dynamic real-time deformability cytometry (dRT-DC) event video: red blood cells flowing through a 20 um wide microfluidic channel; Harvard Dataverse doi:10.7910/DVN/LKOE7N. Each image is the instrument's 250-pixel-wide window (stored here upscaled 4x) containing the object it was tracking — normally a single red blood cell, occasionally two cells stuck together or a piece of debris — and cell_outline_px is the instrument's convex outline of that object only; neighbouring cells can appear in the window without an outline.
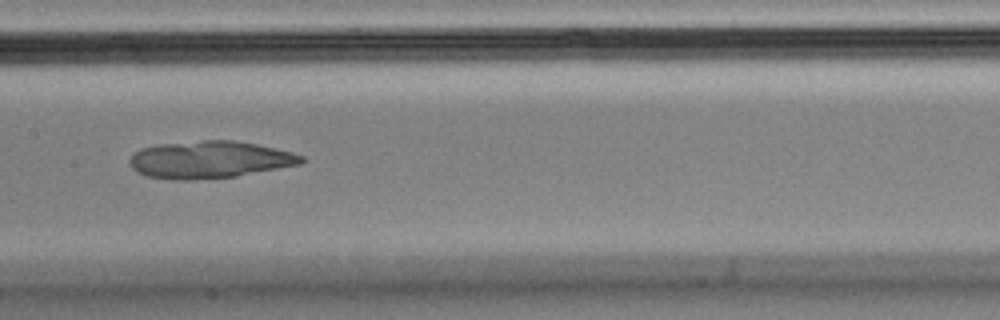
{"species": "Egyptian fruit bat (a non-hibernating species)", "species_latin": "Rousettus aegyptiacus", "temperature_condition": "cold", "stored_images_in_passage": 40, "camera_frame_rate_fps": 3000, "um_per_image_px": 0.085, "animal": {"sex": "male"}, "frame": {"image": 1, "passage_image": 12, "time_ms": 3.667, "image_size_px": [1000, 320], "cell_outline_px": [[304, 160], [300, 164], [236, 176], [192, 180], [172, 180], [148, 176], [136, 172], [128, 164], [128, 160], [140, 148], [160, 144], [204, 140], [236, 140], [256, 144], [292, 152], [304, 156]], "centroid_in_image_um": [17.79, 13.57], "position_along_channel_um": 189.6, "area_um2": 37.22}}
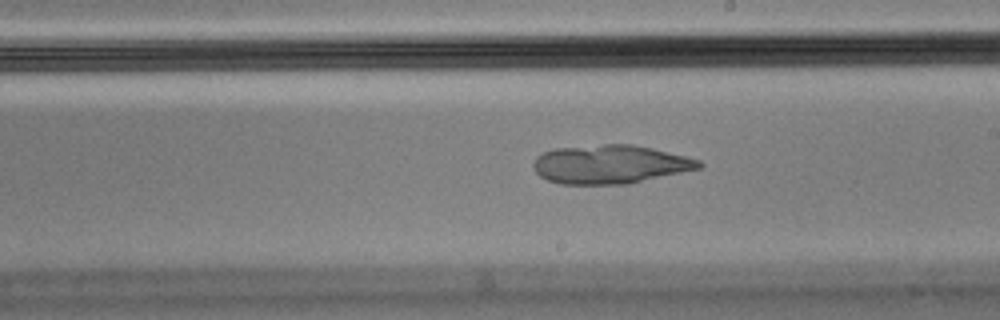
{"frame": {"image": 2, "passage_image": 16, "time_ms": 5.0, "image_size_px": [1000, 320], "cell_outline_px": [[704, 164], [700, 168], [628, 184], [560, 184], [548, 180], [540, 176], [532, 168], [532, 164], [536, 156], [544, 152], [556, 148], [604, 144], [632, 144], [652, 148], [700, 160]], "centroid_in_image_um": [51.83, 13.97], "position_along_channel_um": 237.2, "area_um2": 37.28}}